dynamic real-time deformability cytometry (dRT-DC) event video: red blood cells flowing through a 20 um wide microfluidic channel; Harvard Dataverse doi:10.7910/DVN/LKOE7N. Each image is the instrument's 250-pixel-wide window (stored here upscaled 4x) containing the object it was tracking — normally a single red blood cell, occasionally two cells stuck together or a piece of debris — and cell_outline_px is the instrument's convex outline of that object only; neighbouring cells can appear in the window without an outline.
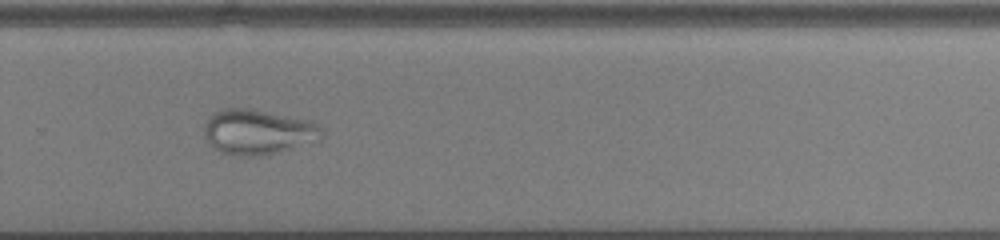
{"species": "common noctule bat (a hibernating species)", "species_latin": "Nyctalus noctula", "temperature_condition": "cold", "stored_images_in_passage": 56, "camera_frame_rate_fps": 3000, "um_per_image_px": 0.085, "animal": {"sex": "male", "body_mass_g": 13.0, "forearm_length_mm": 53.1}, "frame": {"image": 1, "passage_image": 40, "time_ms": 13.0, "image_size_px": [1000, 240], "cell_outline_px": [[324, 136], [320, 140], [280, 152], [260, 156], [232, 156], [212, 148], [204, 132], [204, 124], [208, 116], [212, 112], [224, 108], [248, 108], [308, 120], [324, 128]], "centroid_in_image_um": [21.92, 11.22], "position_along_channel_um": 307.9, "area_um2": 31.27}}